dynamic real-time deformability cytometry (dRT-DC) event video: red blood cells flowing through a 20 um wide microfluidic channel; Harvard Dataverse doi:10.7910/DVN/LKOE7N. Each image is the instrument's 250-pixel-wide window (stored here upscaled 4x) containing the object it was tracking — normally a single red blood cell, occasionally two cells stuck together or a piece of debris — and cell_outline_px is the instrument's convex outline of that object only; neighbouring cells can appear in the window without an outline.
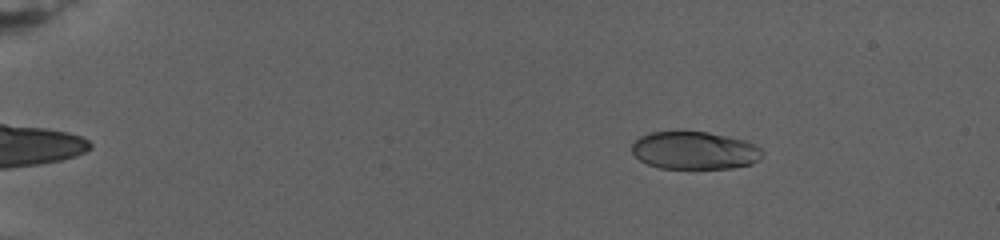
{"species": "human", "species_latin": "Homo sapiens", "temperature_condition": "warm", "stored_images_in_passage": 74, "camera_frame_rate_fps": 3000, "um_per_image_px": 0.085, "donor": {"sex": "female"}, "frame": {"image": 1, "passage_image": 6, "time_ms": 3.0, "image_size_px": [1000, 240], "cell_outline_px": [[764, 152], [760, 160], [752, 164], [732, 168], [660, 168], [648, 164], [640, 160], [632, 152], [632, 144], [640, 136], [648, 132], [708, 132], [744, 140], [760, 148]], "centroid_in_image_um": [59.05, 12.79], "position_along_channel_um": 26.0, "area_um2": 28.61}}
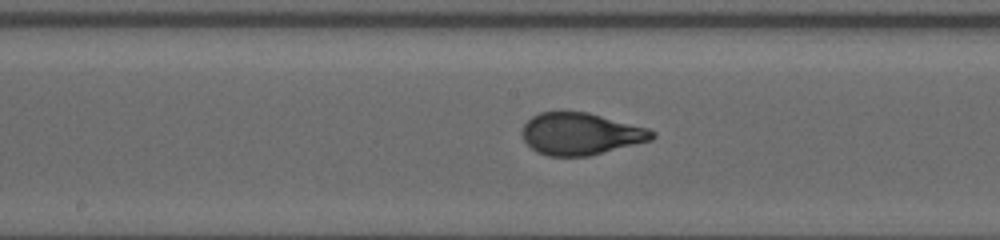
{"frame": {"image": 2, "passage_image": 30, "time_ms": 14.0, "image_size_px": [1000, 240], "cell_outline_px": [[656, 136], [652, 140], [588, 156], [548, 156], [536, 152], [524, 140], [520, 132], [524, 124], [532, 116], [540, 112], [588, 112], [648, 128], [656, 132]], "centroid_in_image_um": [49.35, 11.38], "position_along_channel_um": 198.8, "area_um2": 31.85}}
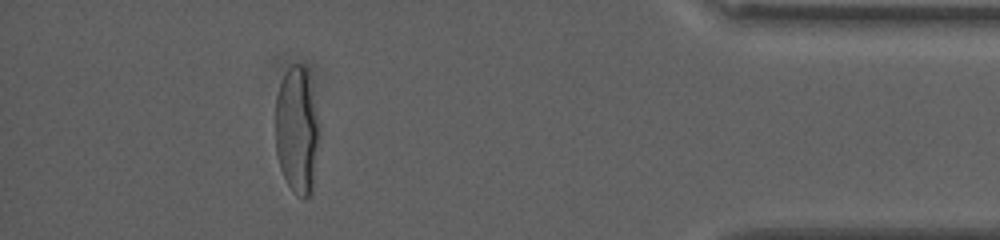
{"frame": {"image": 3, "passage_image": 64, "time_ms": 23.667, "image_size_px": [1000, 240], "cell_outline_px": [[320, 136], [312, 196], [304, 200], [292, 192], [280, 168], [276, 152], [276, 96], [280, 84], [288, 68], [292, 64], [300, 64], [304, 68], [320, 124]], "centroid_in_image_um": [25.26, 11.2], "position_along_channel_um": 409.9, "area_um2": 32.66}, "authors_computed_cell_mechanics": {"area_um2": 31.79, "velocity_mm_per_s": 2.5913, "shape_relaxation_time_tau1_ms": 7.3549, "shape_relaxation_time_tau2_ms": null, "deformation_change_tau1": 0.2649, "deformation_change_tau2": null}}